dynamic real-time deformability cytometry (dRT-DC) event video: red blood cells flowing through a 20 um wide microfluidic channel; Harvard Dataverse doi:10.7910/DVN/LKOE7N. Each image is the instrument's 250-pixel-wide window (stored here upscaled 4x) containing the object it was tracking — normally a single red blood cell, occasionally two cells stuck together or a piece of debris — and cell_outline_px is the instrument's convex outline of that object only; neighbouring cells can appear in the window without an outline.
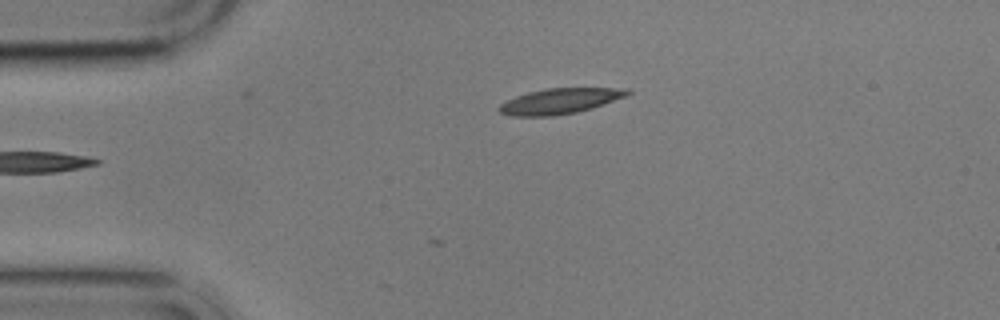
{"species": "common noctule bat (a hibernating species)", "species_latin": "Nyctalus noctula", "temperature_condition": "cold", "stored_images_in_passage": 2, "camera_frame_rate_fps": 3000, "um_per_image_px": 0.085, "animal": {"sex": "male", "body_mass_g": 17.9}, "frame": {"image": 1, "passage_image": 1, "time_ms": 0.0, "image_size_px": [1000, 320], "cell_outline_px": [[632, 92], [628, 96], [592, 108], [576, 112], [552, 116], [512, 116], [500, 112], [496, 108], [500, 104], [516, 96], [528, 92], [544, 88], [628, 88]], "centroid_in_image_um": [47.61, 8.58], "position_along_channel_um": 37.4, "area_um2": 19.13}}